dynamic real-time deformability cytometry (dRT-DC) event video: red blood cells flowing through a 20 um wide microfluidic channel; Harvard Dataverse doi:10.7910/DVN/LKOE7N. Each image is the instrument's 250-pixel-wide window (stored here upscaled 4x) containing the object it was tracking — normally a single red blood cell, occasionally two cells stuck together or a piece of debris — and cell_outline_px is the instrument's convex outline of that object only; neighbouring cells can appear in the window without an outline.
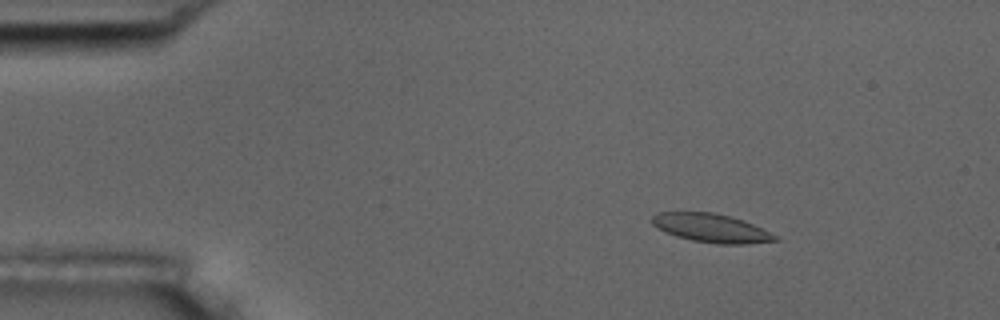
{"species": "common noctule bat (a hibernating species)", "species_latin": "Nyctalus noctula", "temperature_condition": "room temperature", "stored_images_in_passage": 8, "camera_frame_rate_fps": 3000, "um_per_image_px": 0.085, "animal": {"sex": "male", "body_mass_g": 17.5, "forearm_length_mm": 52.3}, "frame": {"image": 1, "passage_image": 2, "time_ms": 1.333, "image_size_px": [1000, 320], "cell_outline_px": [[780, 240], [744, 244], [716, 244], [692, 240], [676, 236], [664, 232], [652, 224], [652, 216], [656, 212], [712, 212], [744, 220], [776, 236]], "centroid_in_image_um": [60.4, 19.38], "position_along_channel_um": 24.6, "area_um2": 20.35}}
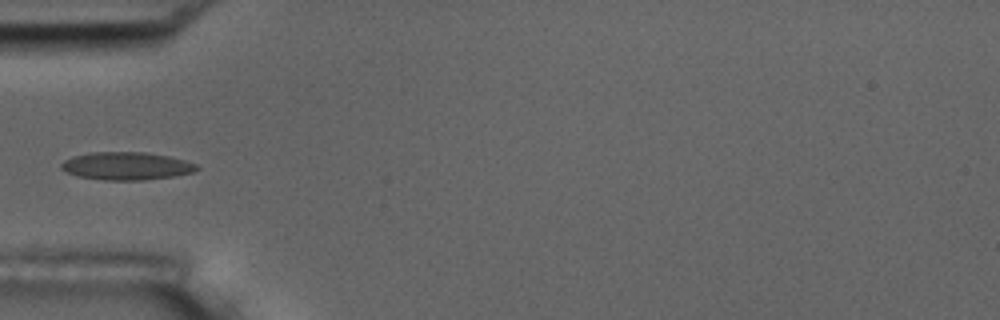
{"frame": {"image": 2, "passage_image": 5, "time_ms": 4.667, "image_size_px": [1000, 320], "cell_outline_px": [[200, 168], [192, 172], [172, 176], [144, 180], [104, 180], [76, 176], [60, 168], [60, 164], [64, 160], [72, 156], [92, 152], [144, 152], [168, 156], [184, 160], [196, 164]], "centroid_in_image_um": [10.71, 14.11], "position_along_channel_um": 74.3, "area_um2": 21.91}}
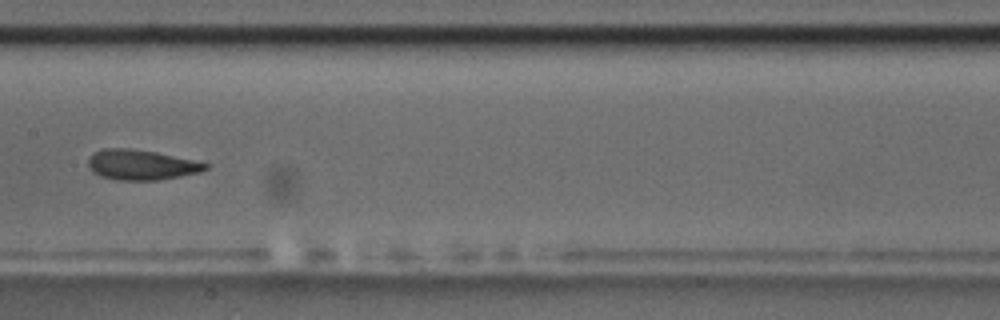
{"frame": {"image": 3, "passage_image": 8, "time_ms": 8.0, "image_size_px": [1000, 320], "cell_outline_px": [[208, 168], [200, 172], [180, 176], [156, 180], [116, 180], [100, 176], [92, 172], [88, 168], [88, 160], [92, 152], [104, 148], [128, 148], [156, 152], [192, 160], [208, 164]], "centroid_in_image_um": [11.94, 14.01], "position_along_channel_um": 195.5, "area_um2": 20.58}}